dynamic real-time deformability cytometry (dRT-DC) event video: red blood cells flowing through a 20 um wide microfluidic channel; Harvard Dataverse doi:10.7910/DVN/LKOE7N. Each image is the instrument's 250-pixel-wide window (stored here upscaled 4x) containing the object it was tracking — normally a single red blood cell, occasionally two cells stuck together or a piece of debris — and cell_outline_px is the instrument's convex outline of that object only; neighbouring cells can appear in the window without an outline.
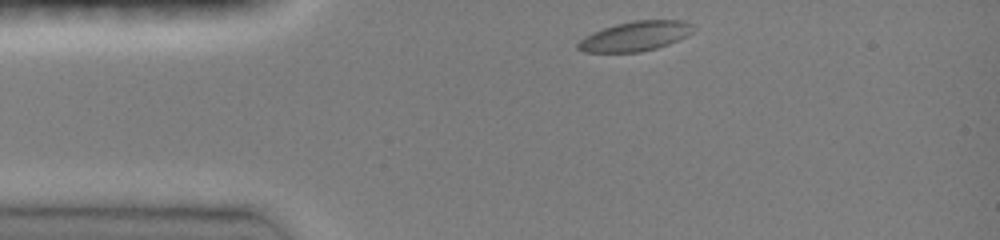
{"species": "common noctule bat (a hibernating species)", "species_latin": "Nyctalus noctula", "temperature_condition": "room temperature", "stored_images_in_passage": 35, "camera_frame_rate_fps": 3000, "um_per_image_px": 0.085, "animal": {"sex": "female", "body_mass_g": 19.0, "forearm_length_mm": 51.5}, "frame": {"image": 1, "passage_image": 1, "time_ms": 0.0, "image_size_px": [1000, 240], "cell_outline_px": [[692, 32], [688, 36], [680, 40], [656, 48], [640, 52], [584, 52], [576, 48], [576, 44], [584, 36], [592, 32], [616, 24], [632, 20], [684, 20], [688, 24]], "centroid_in_image_um": [53.95, 3.08], "position_along_channel_um": 31.0, "area_um2": 19.88}}
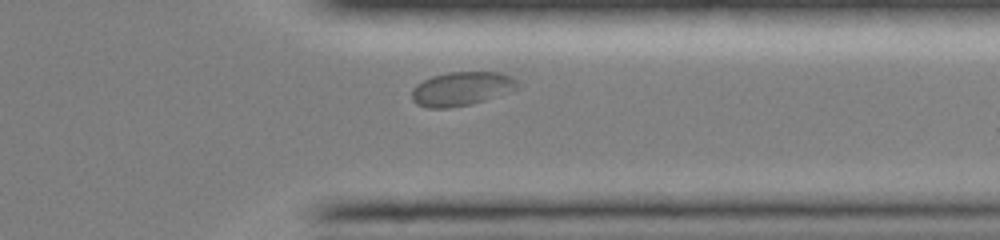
{"frame": {"image": 2, "passage_image": 30, "time_ms": 9.667, "image_size_px": [1000, 240], "cell_outline_px": [[520, 84], [516, 88], [484, 100], [472, 104], [448, 108], [428, 108], [416, 104], [412, 100], [412, 88], [416, 84], [432, 76], [448, 72], [500, 72], [512, 76]], "centroid_in_image_um": [39.19, 7.54], "position_along_channel_um": 372.2, "area_um2": 20.81}}
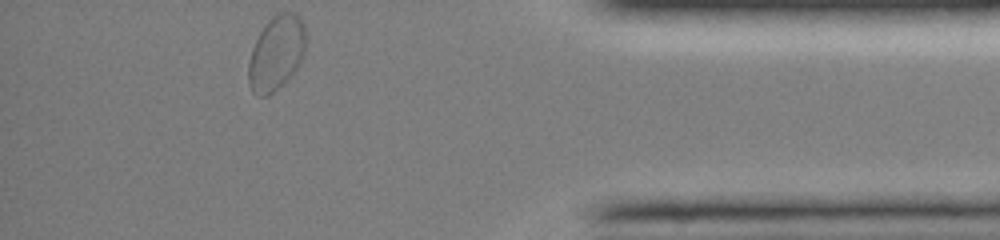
{"frame": {"image": 3, "passage_image": 35, "time_ms": 11.333, "image_size_px": [1000, 240], "cell_outline_px": [[304, 56], [296, 68], [268, 96], [260, 96], [252, 92], [248, 84], [248, 60], [252, 48], [260, 32], [268, 20], [272, 16], [280, 12], [296, 12], [300, 16], [304, 24]], "centroid_in_image_um": [23.46, 4.47], "position_along_channel_um": 411.7, "area_um2": 24.62}, "authors_computed_cell_mechanics": {"area_um2": 20.1722, "velocity_mm_per_s": 3.8983, "shape_relaxation_time_tau1_ms": 2.265, "shape_relaxation_time_tau2_ms": null, "deformation_change_tau1": 0.0552, "deformation_change_tau2": null}}